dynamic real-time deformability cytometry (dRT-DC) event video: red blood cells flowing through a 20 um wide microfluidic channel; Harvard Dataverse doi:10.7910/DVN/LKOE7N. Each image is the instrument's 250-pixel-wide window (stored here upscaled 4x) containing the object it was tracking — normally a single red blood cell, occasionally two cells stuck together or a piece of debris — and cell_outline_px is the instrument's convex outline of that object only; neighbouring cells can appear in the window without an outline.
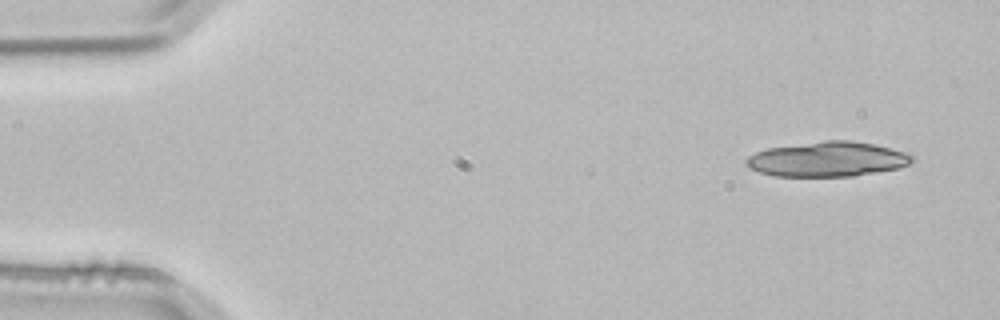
{"species": "common noctule bat (a hibernating species)", "species_latin": "Nyctalus noctula", "temperature_condition": "room temperature", "stored_images_in_passage": 3, "camera_frame_rate_fps": 3000, "um_per_image_px": 0.085, "animal": {"sex": "male", "body_mass_g": 21.5, "forearm_length_mm": 52.0}, "frame": {"image": 1, "passage_image": 1, "time_ms": 0.0, "image_size_px": [1000, 320], "cell_outline_px": [[916, 160], [900, 168], [852, 176], [776, 176], [760, 172], [748, 168], [744, 164], [744, 160], [748, 156], [756, 152], [768, 148], [824, 140], [848, 140], [876, 144], [908, 152], [916, 156]], "centroid_in_image_um": [70.38, 13.52], "position_along_channel_um": 14.6, "area_um2": 34.04}}